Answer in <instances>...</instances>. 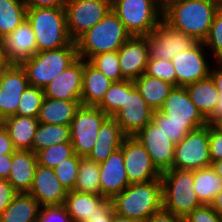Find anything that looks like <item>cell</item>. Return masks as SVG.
Instances as JSON below:
<instances>
[{
  "label": "cell",
  "mask_w": 222,
  "mask_h": 222,
  "mask_svg": "<svg viewBox=\"0 0 222 222\" xmlns=\"http://www.w3.org/2000/svg\"><path fill=\"white\" fill-rule=\"evenodd\" d=\"M25 0H0V38L13 32L25 19Z\"/></svg>",
  "instance_id": "cell-34"
},
{
  "label": "cell",
  "mask_w": 222,
  "mask_h": 222,
  "mask_svg": "<svg viewBox=\"0 0 222 222\" xmlns=\"http://www.w3.org/2000/svg\"><path fill=\"white\" fill-rule=\"evenodd\" d=\"M43 99L42 88L28 85L19 99L16 115L38 118Z\"/></svg>",
  "instance_id": "cell-37"
},
{
  "label": "cell",
  "mask_w": 222,
  "mask_h": 222,
  "mask_svg": "<svg viewBox=\"0 0 222 222\" xmlns=\"http://www.w3.org/2000/svg\"><path fill=\"white\" fill-rule=\"evenodd\" d=\"M203 43L208 50L211 49L215 61H222V3L217 8L208 36Z\"/></svg>",
  "instance_id": "cell-42"
},
{
  "label": "cell",
  "mask_w": 222,
  "mask_h": 222,
  "mask_svg": "<svg viewBox=\"0 0 222 222\" xmlns=\"http://www.w3.org/2000/svg\"><path fill=\"white\" fill-rule=\"evenodd\" d=\"M130 37L122 21L111 9L100 22L76 40L78 57L89 61L97 54L118 51Z\"/></svg>",
  "instance_id": "cell-3"
},
{
  "label": "cell",
  "mask_w": 222,
  "mask_h": 222,
  "mask_svg": "<svg viewBox=\"0 0 222 222\" xmlns=\"http://www.w3.org/2000/svg\"><path fill=\"white\" fill-rule=\"evenodd\" d=\"M185 222H222V217L211 205L202 204L185 217Z\"/></svg>",
  "instance_id": "cell-46"
},
{
  "label": "cell",
  "mask_w": 222,
  "mask_h": 222,
  "mask_svg": "<svg viewBox=\"0 0 222 222\" xmlns=\"http://www.w3.org/2000/svg\"><path fill=\"white\" fill-rule=\"evenodd\" d=\"M101 196L112 199L122 192L130 183L124 166L121 149L112 153L105 161L99 163Z\"/></svg>",
  "instance_id": "cell-21"
},
{
  "label": "cell",
  "mask_w": 222,
  "mask_h": 222,
  "mask_svg": "<svg viewBox=\"0 0 222 222\" xmlns=\"http://www.w3.org/2000/svg\"><path fill=\"white\" fill-rule=\"evenodd\" d=\"M0 122L16 115L19 99L28 87L26 71L21 65L11 64L0 71Z\"/></svg>",
  "instance_id": "cell-16"
},
{
  "label": "cell",
  "mask_w": 222,
  "mask_h": 222,
  "mask_svg": "<svg viewBox=\"0 0 222 222\" xmlns=\"http://www.w3.org/2000/svg\"><path fill=\"white\" fill-rule=\"evenodd\" d=\"M68 0H25L27 8H65Z\"/></svg>",
  "instance_id": "cell-52"
},
{
  "label": "cell",
  "mask_w": 222,
  "mask_h": 222,
  "mask_svg": "<svg viewBox=\"0 0 222 222\" xmlns=\"http://www.w3.org/2000/svg\"><path fill=\"white\" fill-rule=\"evenodd\" d=\"M105 200L101 195L72 190L67 193L64 206L72 222H85Z\"/></svg>",
  "instance_id": "cell-29"
},
{
  "label": "cell",
  "mask_w": 222,
  "mask_h": 222,
  "mask_svg": "<svg viewBox=\"0 0 222 222\" xmlns=\"http://www.w3.org/2000/svg\"><path fill=\"white\" fill-rule=\"evenodd\" d=\"M163 208L186 217L202 204L194 191V171L170 169L161 173Z\"/></svg>",
  "instance_id": "cell-6"
},
{
  "label": "cell",
  "mask_w": 222,
  "mask_h": 222,
  "mask_svg": "<svg viewBox=\"0 0 222 222\" xmlns=\"http://www.w3.org/2000/svg\"><path fill=\"white\" fill-rule=\"evenodd\" d=\"M99 163L88 157H80L78 178L73 191L101 195Z\"/></svg>",
  "instance_id": "cell-35"
},
{
  "label": "cell",
  "mask_w": 222,
  "mask_h": 222,
  "mask_svg": "<svg viewBox=\"0 0 222 222\" xmlns=\"http://www.w3.org/2000/svg\"><path fill=\"white\" fill-rule=\"evenodd\" d=\"M3 40L6 56L11 64L21 65L37 53L35 35L27 19Z\"/></svg>",
  "instance_id": "cell-22"
},
{
  "label": "cell",
  "mask_w": 222,
  "mask_h": 222,
  "mask_svg": "<svg viewBox=\"0 0 222 222\" xmlns=\"http://www.w3.org/2000/svg\"><path fill=\"white\" fill-rule=\"evenodd\" d=\"M119 66L125 80L134 81L145 73L150 57L147 36H131L118 50Z\"/></svg>",
  "instance_id": "cell-17"
},
{
  "label": "cell",
  "mask_w": 222,
  "mask_h": 222,
  "mask_svg": "<svg viewBox=\"0 0 222 222\" xmlns=\"http://www.w3.org/2000/svg\"><path fill=\"white\" fill-rule=\"evenodd\" d=\"M113 203L111 199H106L96 209V213L93 216H89L85 222H112L113 217Z\"/></svg>",
  "instance_id": "cell-48"
},
{
  "label": "cell",
  "mask_w": 222,
  "mask_h": 222,
  "mask_svg": "<svg viewBox=\"0 0 222 222\" xmlns=\"http://www.w3.org/2000/svg\"><path fill=\"white\" fill-rule=\"evenodd\" d=\"M10 65L11 63L6 56L4 40L0 38V71L9 67Z\"/></svg>",
  "instance_id": "cell-54"
},
{
  "label": "cell",
  "mask_w": 222,
  "mask_h": 222,
  "mask_svg": "<svg viewBox=\"0 0 222 222\" xmlns=\"http://www.w3.org/2000/svg\"><path fill=\"white\" fill-rule=\"evenodd\" d=\"M111 9L131 36H148L163 20L157 0H111Z\"/></svg>",
  "instance_id": "cell-7"
},
{
  "label": "cell",
  "mask_w": 222,
  "mask_h": 222,
  "mask_svg": "<svg viewBox=\"0 0 222 222\" xmlns=\"http://www.w3.org/2000/svg\"><path fill=\"white\" fill-rule=\"evenodd\" d=\"M150 58L172 60L177 54L194 47L198 42L177 31L162 20L148 36Z\"/></svg>",
  "instance_id": "cell-12"
},
{
  "label": "cell",
  "mask_w": 222,
  "mask_h": 222,
  "mask_svg": "<svg viewBox=\"0 0 222 222\" xmlns=\"http://www.w3.org/2000/svg\"><path fill=\"white\" fill-rule=\"evenodd\" d=\"M216 68L210 69V76L213 79L217 90L219 91V98L214 110L213 116L208 120L209 124L220 125L222 123V61H216Z\"/></svg>",
  "instance_id": "cell-44"
},
{
  "label": "cell",
  "mask_w": 222,
  "mask_h": 222,
  "mask_svg": "<svg viewBox=\"0 0 222 222\" xmlns=\"http://www.w3.org/2000/svg\"><path fill=\"white\" fill-rule=\"evenodd\" d=\"M153 109L150 108L134 81L126 80V100L113 118L120 125L127 137L135 136L153 119Z\"/></svg>",
  "instance_id": "cell-11"
},
{
  "label": "cell",
  "mask_w": 222,
  "mask_h": 222,
  "mask_svg": "<svg viewBox=\"0 0 222 222\" xmlns=\"http://www.w3.org/2000/svg\"><path fill=\"white\" fill-rule=\"evenodd\" d=\"M209 123L189 132L175 145L173 168L194 171L211 166Z\"/></svg>",
  "instance_id": "cell-8"
},
{
  "label": "cell",
  "mask_w": 222,
  "mask_h": 222,
  "mask_svg": "<svg viewBox=\"0 0 222 222\" xmlns=\"http://www.w3.org/2000/svg\"><path fill=\"white\" fill-rule=\"evenodd\" d=\"M8 130L13 146L16 150H31L38 118L13 115L1 122Z\"/></svg>",
  "instance_id": "cell-27"
},
{
  "label": "cell",
  "mask_w": 222,
  "mask_h": 222,
  "mask_svg": "<svg viewBox=\"0 0 222 222\" xmlns=\"http://www.w3.org/2000/svg\"><path fill=\"white\" fill-rule=\"evenodd\" d=\"M126 137L118 122L113 117H108L100 126L95 145L87 157L96 163L105 161L120 149Z\"/></svg>",
  "instance_id": "cell-24"
},
{
  "label": "cell",
  "mask_w": 222,
  "mask_h": 222,
  "mask_svg": "<svg viewBox=\"0 0 222 222\" xmlns=\"http://www.w3.org/2000/svg\"><path fill=\"white\" fill-rule=\"evenodd\" d=\"M112 222H140V221H137L135 219H131L129 217H124V216L118 215L113 211Z\"/></svg>",
  "instance_id": "cell-56"
},
{
  "label": "cell",
  "mask_w": 222,
  "mask_h": 222,
  "mask_svg": "<svg viewBox=\"0 0 222 222\" xmlns=\"http://www.w3.org/2000/svg\"><path fill=\"white\" fill-rule=\"evenodd\" d=\"M41 205L29 193H17L0 214V222H36Z\"/></svg>",
  "instance_id": "cell-30"
},
{
  "label": "cell",
  "mask_w": 222,
  "mask_h": 222,
  "mask_svg": "<svg viewBox=\"0 0 222 222\" xmlns=\"http://www.w3.org/2000/svg\"><path fill=\"white\" fill-rule=\"evenodd\" d=\"M111 10V0H68L65 4L67 30L76 41Z\"/></svg>",
  "instance_id": "cell-10"
},
{
  "label": "cell",
  "mask_w": 222,
  "mask_h": 222,
  "mask_svg": "<svg viewBox=\"0 0 222 222\" xmlns=\"http://www.w3.org/2000/svg\"><path fill=\"white\" fill-rule=\"evenodd\" d=\"M74 154L71 142L50 145L36 153L38 164L54 169L64 159L70 158Z\"/></svg>",
  "instance_id": "cell-38"
},
{
  "label": "cell",
  "mask_w": 222,
  "mask_h": 222,
  "mask_svg": "<svg viewBox=\"0 0 222 222\" xmlns=\"http://www.w3.org/2000/svg\"><path fill=\"white\" fill-rule=\"evenodd\" d=\"M146 222H185V218L162 207L153 213Z\"/></svg>",
  "instance_id": "cell-50"
},
{
  "label": "cell",
  "mask_w": 222,
  "mask_h": 222,
  "mask_svg": "<svg viewBox=\"0 0 222 222\" xmlns=\"http://www.w3.org/2000/svg\"><path fill=\"white\" fill-rule=\"evenodd\" d=\"M26 19L36 39L37 52L70 44L65 8H27Z\"/></svg>",
  "instance_id": "cell-4"
},
{
  "label": "cell",
  "mask_w": 222,
  "mask_h": 222,
  "mask_svg": "<svg viewBox=\"0 0 222 222\" xmlns=\"http://www.w3.org/2000/svg\"><path fill=\"white\" fill-rule=\"evenodd\" d=\"M38 165L37 156L31 150H16L7 181L17 193H28Z\"/></svg>",
  "instance_id": "cell-23"
},
{
  "label": "cell",
  "mask_w": 222,
  "mask_h": 222,
  "mask_svg": "<svg viewBox=\"0 0 222 222\" xmlns=\"http://www.w3.org/2000/svg\"><path fill=\"white\" fill-rule=\"evenodd\" d=\"M145 74L169 82L176 87L175 68L171 60L155 59L149 57Z\"/></svg>",
  "instance_id": "cell-43"
},
{
  "label": "cell",
  "mask_w": 222,
  "mask_h": 222,
  "mask_svg": "<svg viewBox=\"0 0 222 222\" xmlns=\"http://www.w3.org/2000/svg\"><path fill=\"white\" fill-rule=\"evenodd\" d=\"M202 42H198L189 50L182 51L173 57L172 64L175 68L176 87H186L210 75V65L205 56Z\"/></svg>",
  "instance_id": "cell-15"
},
{
  "label": "cell",
  "mask_w": 222,
  "mask_h": 222,
  "mask_svg": "<svg viewBox=\"0 0 222 222\" xmlns=\"http://www.w3.org/2000/svg\"><path fill=\"white\" fill-rule=\"evenodd\" d=\"M129 183H144L161 179L144 146L134 137H126L120 147Z\"/></svg>",
  "instance_id": "cell-14"
},
{
  "label": "cell",
  "mask_w": 222,
  "mask_h": 222,
  "mask_svg": "<svg viewBox=\"0 0 222 222\" xmlns=\"http://www.w3.org/2000/svg\"><path fill=\"white\" fill-rule=\"evenodd\" d=\"M78 58L76 41H72L65 47L37 52L21 66L29 85L43 89Z\"/></svg>",
  "instance_id": "cell-5"
},
{
  "label": "cell",
  "mask_w": 222,
  "mask_h": 222,
  "mask_svg": "<svg viewBox=\"0 0 222 222\" xmlns=\"http://www.w3.org/2000/svg\"><path fill=\"white\" fill-rule=\"evenodd\" d=\"M108 117L97 106H80L70 125L71 143L75 154L88 156L95 145L100 126Z\"/></svg>",
  "instance_id": "cell-9"
},
{
  "label": "cell",
  "mask_w": 222,
  "mask_h": 222,
  "mask_svg": "<svg viewBox=\"0 0 222 222\" xmlns=\"http://www.w3.org/2000/svg\"><path fill=\"white\" fill-rule=\"evenodd\" d=\"M176 1H179V0H157L158 4L162 10H164L171 3L176 2Z\"/></svg>",
  "instance_id": "cell-58"
},
{
  "label": "cell",
  "mask_w": 222,
  "mask_h": 222,
  "mask_svg": "<svg viewBox=\"0 0 222 222\" xmlns=\"http://www.w3.org/2000/svg\"><path fill=\"white\" fill-rule=\"evenodd\" d=\"M12 164V154L0 155V179L7 180Z\"/></svg>",
  "instance_id": "cell-53"
},
{
  "label": "cell",
  "mask_w": 222,
  "mask_h": 222,
  "mask_svg": "<svg viewBox=\"0 0 222 222\" xmlns=\"http://www.w3.org/2000/svg\"><path fill=\"white\" fill-rule=\"evenodd\" d=\"M36 222H72L64 205L41 206Z\"/></svg>",
  "instance_id": "cell-45"
},
{
  "label": "cell",
  "mask_w": 222,
  "mask_h": 222,
  "mask_svg": "<svg viewBox=\"0 0 222 222\" xmlns=\"http://www.w3.org/2000/svg\"><path fill=\"white\" fill-rule=\"evenodd\" d=\"M220 4L219 0H179L163 10V20L177 31L203 43Z\"/></svg>",
  "instance_id": "cell-1"
},
{
  "label": "cell",
  "mask_w": 222,
  "mask_h": 222,
  "mask_svg": "<svg viewBox=\"0 0 222 222\" xmlns=\"http://www.w3.org/2000/svg\"><path fill=\"white\" fill-rule=\"evenodd\" d=\"M67 142H71L70 125L39 123L32 143V151L36 154L50 145Z\"/></svg>",
  "instance_id": "cell-33"
},
{
  "label": "cell",
  "mask_w": 222,
  "mask_h": 222,
  "mask_svg": "<svg viewBox=\"0 0 222 222\" xmlns=\"http://www.w3.org/2000/svg\"><path fill=\"white\" fill-rule=\"evenodd\" d=\"M146 149L160 173L173 169L175 145L152 120L134 136Z\"/></svg>",
  "instance_id": "cell-13"
},
{
  "label": "cell",
  "mask_w": 222,
  "mask_h": 222,
  "mask_svg": "<svg viewBox=\"0 0 222 222\" xmlns=\"http://www.w3.org/2000/svg\"><path fill=\"white\" fill-rule=\"evenodd\" d=\"M126 100V80L113 82L97 107L109 117H113L121 109Z\"/></svg>",
  "instance_id": "cell-39"
},
{
  "label": "cell",
  "mask_w": 222,
  "mask_h": 222,
  "mask_svg": "<svg viewBox=\"0 0 222 222\" xmlns=\"http://www.w3.org/2000/svg\"><path fill=\"white\" fill-rule=\"evenodd\" d=\"M190 100L198 108L203 117L208 121L214 114V110L219 98V91L209 75L186 87Z\"/></svg>",
  "instance_id": "cell-28"
},
{
  "label": "cell",
  "mask_w": 222,
  "mask_h": 222,
  "mask_svg": "<svg viewBox=\"0 0 222 222\" xmlns=\"http://www.w3.org/2000/svg\"><path fill=\"white\" fill-rule=\"evenodd\" d=\"M83 59L78 58L72 65L56 76L43 88L44 97L67 101H80L82 93Z\"/></svg>",
  "instance_id": "cell-18"
},
{
  "label": "cell",
  "mask_w": 222,
  "mask_h": 222,
  "mask_svg": "<svg viewBox=\"0 0 222 222\" xmlns=\"http://www.w3.org/2000/svg\"><path fill=\"white\" fill-rule=\"evenodd\" d=\"M113 83L89 61L83 59L81 104L97 106Z\"/></svg>",
  "instance_id": "cell-25"
},
{
  "label": "cell",
  "mask_w": 222,
  "mask_h": 222,
  "mask_svg": "<svg viewBox=\"0 0 222 222\" xmlns=\"http://www.w3.org/2000/svg\"><path fill=\"white\" fill-rule=\"evenodd\" d=\"M81 101H67L44 97L38 115L39 123L71 125Z\"/></svg>",
  "instance_id": "cell-26"
},
{
  "label": "cell",
  "mask_w": 222,
  "mask_h": 222,
  "mask_svg": "<svg viewBox=\"0 0 222 222\" xmlns=\"http://www.w3.org/2000/svg\"><path fill=\"white\" fill-rule=\"evenodd\" d=\"M41 206L64 205L68 191L57 179L54 169L37 165L32 186L28 192Z\"/></svg>",
  "instance_id": "cell-19"
},
{
  "label": "cell",
  "mask_w": 222,
  "mask_h": 222,
  "mask_svg": "<svg viewBox=\"0 0 222 222\" xmlns=\"http://www.w3.org/2000/svg\"><path fill=\"white\" fill-rule=\"evenodd\" d=\"M111 201L116 214L146 222L163 207L161 179L129 184Z\"/></svg>",
  "instance_id": "cell-2"
},
{
  "label": "cell",
  "mask_w": 222,
  "mask_h": 222,
  "mask_svg": "<svg viewBox=\"0 0 222 222\" xmlns=\"http://www.w3.org/2000/svg\"><path fill=\"white\" fill-rule=\"evenodd\" d=\"M16 194L17 192L7 180L0 179V214L9 206Z\"/></svg>",
  "instance_id": "cell-49"
},
{
  "label": "cell",
  "mask_w": 222,
  "mask_h": 222,
  "mask_svg": "<svg viewBox=\"0 0 222 222\" xmlns=\"http://www.w3.org/2000/svg\"><path fill=\"white\" fill-rule=\"evenodd\" d=\"M134 83L147 105L153 110H160L166 97L175 87L169 82L149 76L145 73L136 78Z\"/></svg>",
  "instance_id": "cell-31"
},
{
  "label": "cell",
  "mask_w": 222,
  "mask_h": 222,
  "mask_svg": "<svg viewBox=\"0 0 222 222\" xmlns=\"http://www.w3.org/2000/svg\"><path fill=\"white\" fill-rule=\"evenodd\" d=\"M194 191L199 202L210 205L222 191V178L209 166L194 170Z\"/></svg>",
  "instance_id": "cell-32"
},
{
  "label": "cell",
  "mask_w": 222,
  "mask_h": 222,
  "mask_svg": "<svg viewBox=\"0 0 222 222\" xmlns=\"http://www.w3.org/2000/svg\"><path fill=\"white\" fill-rule=\"evenodd\" d=\"M211 167L214 169V171L221 176L222 178V159H219L217 161H213L211 163Z\"/></svg>",
  "instance_id": "cell-57"
},
{
  "label": "cell",
  "mask_w": 222,
  "mask_h": 222,
  "mask_svg": "<svg viewBox=\"0 0 222 222\" xmlns=\"http://www.w3.org/2000/svg\"><path fill=\"white\" fill-rule=\"evenodd\" d=\"M15 151L8 130L0 122V155L13 154Z\"/></svg>",
  "instance_id": "cell-51"
},
{
  "label": "cell",
  "mask_w": 222,
  "mask_h": 222,
  "mask_svg": "<svg viewBox=\"0 0 222 222\" xmlns=\"http://www.w3.org/2000/svg\"><path fill=\"white\" fill-rule=\"evenodd\" d=\"M160 111L176 123H196L200 128L208 124V121L190 100L185 87H174L166 97Z\"/></svg>",
  "instance_id": "cell-20"
},
{
  "label": "cell",
  "mask_w": 222,
  "mask_h": 222,
  "mask_svg": "<svg viewBox=\"0 0 222 222\" xmlns=\"http://www.w3.org/2000/svg\"><path fill=\"white\" fill-rule=\"evenodd\" d=\"M80 157L73 154L70 158L64 159L54 168V173L62 186L69 192L72 191L78 178Z\"/></svg>",
  "instance_id": "cell-41"
},
{
  "label": "cell",
  "mask_w": 222,
  "mask_h": 222,
  "mask_svg": "<svg viewBox=\"0 0 222 222\" xmlns=\"http://www.w3.org/2000/svg\"><path fill=\"white\" fill-rule=\"evenodd\" d=\"M174 143H179L189 132L200 128L196 123H176L160 110L153 111L152 119Z\"/></svg>",
  "instance_id": "cell-36"
},
{
  "label": "cell",
  "mask_w": 222,
  "mask_h": 222,
  "mask_svg": "<svg viewBox=\"0 0 222 222\" xmlns=\"http://www.w3.org/2000/svg\"><path fill=\"white\" fill-rule=\"evenodd\" d=\"M89 62L113 82L125 80L120 72L118 51L97 54Z\"/></svg>",
  "instance_id": "cell-40"
},
{
  "label": "cell",
  "mask_w": 222,
  "mask_h": 222,
  "mask_svg": "<svg viewBox=\"0 0 222 222\" xmlns=\"http://www.w3.org/2000/svg\"><path fill=\"white\" fill-rule=\"evenodd\" d=\"M209 153L211 161L222 159V128L209 124Z\"/></svg>",
  "instance_id": "cell-47"
},
{
  "label": "cell",
  "mask_w": 222,
  "mask_h": 222,
  "mask_svg": "<svg viewBox=\"0 0 222 222\" xmlns=\"http://www.w3.org/2000/svg\"><path fill=\"white\" fill-rule=\"evenodd\" d=\"M210 205L222 217V191L215 196Z\"/></svg>",
  "instance_id": "cell-55"
}]
</instances>
